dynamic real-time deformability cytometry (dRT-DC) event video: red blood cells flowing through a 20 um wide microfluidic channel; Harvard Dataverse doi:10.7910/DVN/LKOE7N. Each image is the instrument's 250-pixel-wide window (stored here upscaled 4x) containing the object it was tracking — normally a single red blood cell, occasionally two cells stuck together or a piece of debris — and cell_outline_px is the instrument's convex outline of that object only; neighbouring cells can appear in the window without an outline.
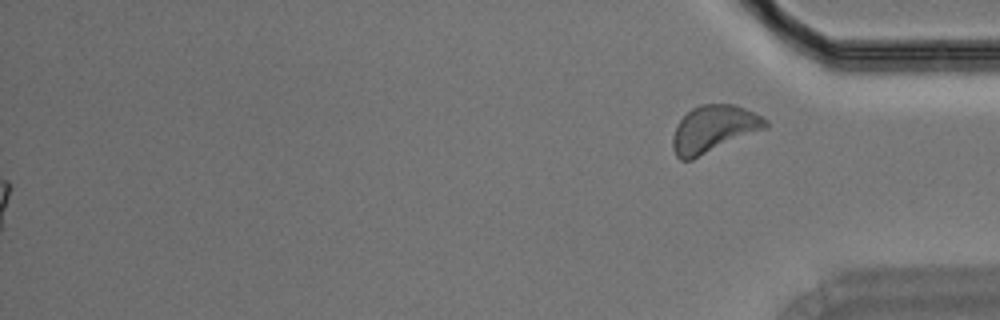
{"species": "Egyptian fruit bat (a non-hibernating species)", "species_latin": "Rousettus aegyptiacus", "temperature_condition": "room temperature", "stored_images_in_passage": 42, "segment_of_instrument_passage": [2, 2], "camera_frame_rate_fps": 3000, "um_per_image_px": 0.085, "animal": {"sex": "male"}, "frame": {"image": 1, "passage_image": 42, "time_ms": 13.667, "image_size_px": [1000, 320], "cell_outline_px": [[768, 128], [692, 160], [680, 160], [676, 156], [672, 148], [672, 136], [680, 120], [692, 108], [700, 104], [736, 104], [764, 116], [768, 120]], "centroid_in_image_um": [60.7, 10.96], "position_along_channel_um": 374.5, "area_um2": 25.78}}